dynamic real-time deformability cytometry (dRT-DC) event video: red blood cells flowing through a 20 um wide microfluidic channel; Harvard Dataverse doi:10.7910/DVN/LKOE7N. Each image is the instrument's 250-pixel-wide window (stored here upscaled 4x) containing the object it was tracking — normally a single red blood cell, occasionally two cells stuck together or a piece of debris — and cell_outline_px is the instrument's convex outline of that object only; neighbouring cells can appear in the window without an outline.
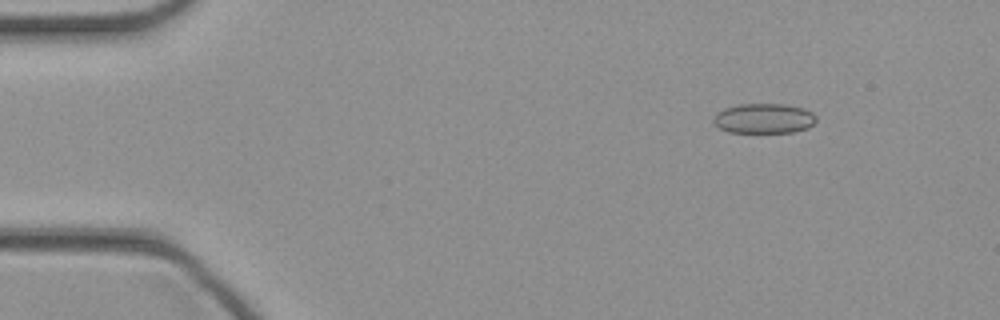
{"species": "common noctule bat (a hibernating species)", "species_latin": "Nyctalus noctula", "temperature_condition": "cold", "stored_images_in_passage": 46, "camera_frame_rate_fps": 3000, "um_per_image_px": 0.085, "animal": {"sex": "female", "body_mass_g": 21.9}, "frame": {"image": 1, "passage_image": 6, "time_ms": 1.667, "image_size_px": [1000, 320], "cell_outline_px": [[816, 120], [808, 128], [792, 132], [728, 132], [716, 128], [712, 124], [712, 116], [716, 112], [724, 108], [740, 104], [784, 104], [804, 108], [812, 112], [816, 116]], "centroid_in_image_um": [64.86, 10.07], "position_along_channel_um": 20.1, "area_um2": 18.21}}
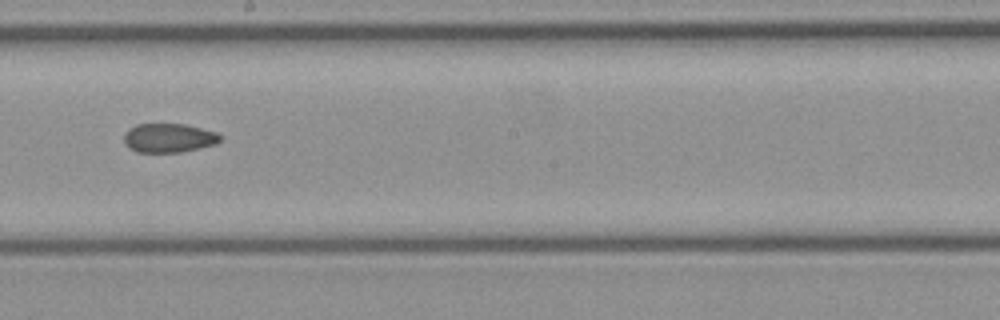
{"frame": {"image": 2, "passage_image": 26, "time_ms": 8.333, "image_size_px": [1000, 320], "cell_outline_px": [[220, 140], [216, 144], [180, 152], [136, 152], [128, 148], [124, 144], [124, 132], [128, 128], [136, 124], [184, 124], [216, 132], [220, 136]], "centroid_in_image_um": [14.28, 11.72], "position_along_channel_um": 233.9, "area_um2": 16.3}}
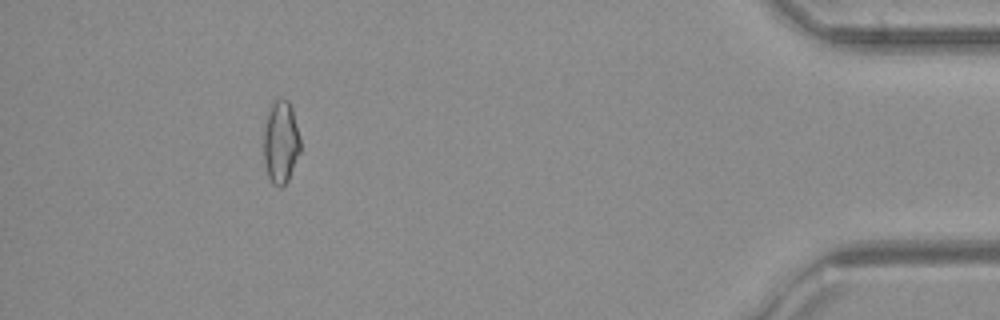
{"frame": {"image": 3, "passage_image": 42, "time_ms": 13.667, "image_size_px": [1000, 320], "cell_outline_px": [[300, 152], [288, 180], [280, 188], [272, 184], [268, 176], [264, 164], [264, 128], [268, 104], [272, 100], [280, 96], [288, 100], [292, 108], [300, 136]], "centroid_in_image_um": [23.85, 12.01], "position_along_channel_um": 411.4, "area_um2": 18.21}}